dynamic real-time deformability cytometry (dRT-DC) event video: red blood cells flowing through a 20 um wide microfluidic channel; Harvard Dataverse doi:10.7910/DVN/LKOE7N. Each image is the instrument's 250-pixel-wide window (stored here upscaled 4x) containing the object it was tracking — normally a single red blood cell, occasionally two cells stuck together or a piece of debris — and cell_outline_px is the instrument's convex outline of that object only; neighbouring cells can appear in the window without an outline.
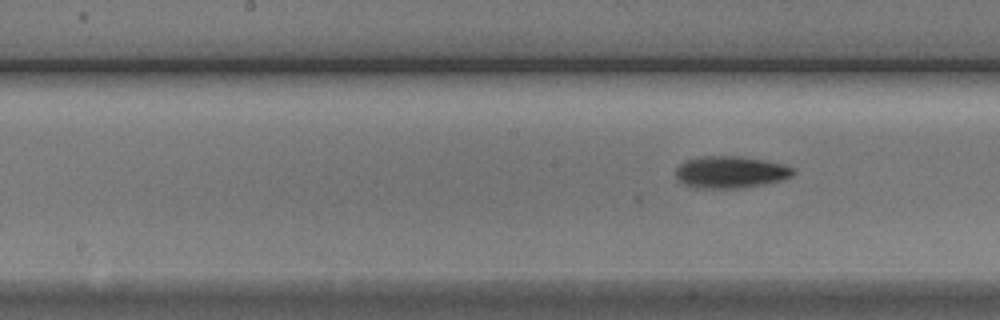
{"species": "Egyptian fruit bat (a non-hibernating species)", "species_latin": "Rousettus aegyptiacus", "temperature_condition": "cold", "stored_images_in_passage": 11, "camera_frame_rate_fps": 3000, "um_per_image_px": 0.085, "animal": {"sex": "male"}, "frame": {"image": 1, "passage_image": 10, "time_ms": 11.333, "image_size_px": [1000, 320], "cell_outline_px": [[796, 168], [792, 176], [780, 180], [764, 184], [740, 188], [700, 188], [684, 184], [676, 180], [676, 168], [680, 164], [688, 160], [704, 156], [740, 156], [764, 160], [784, 164]], "centroid_in_image_um": [62.11, 14.63], "position_along_channel_um": 186.1, "area_um2": 21.85}}